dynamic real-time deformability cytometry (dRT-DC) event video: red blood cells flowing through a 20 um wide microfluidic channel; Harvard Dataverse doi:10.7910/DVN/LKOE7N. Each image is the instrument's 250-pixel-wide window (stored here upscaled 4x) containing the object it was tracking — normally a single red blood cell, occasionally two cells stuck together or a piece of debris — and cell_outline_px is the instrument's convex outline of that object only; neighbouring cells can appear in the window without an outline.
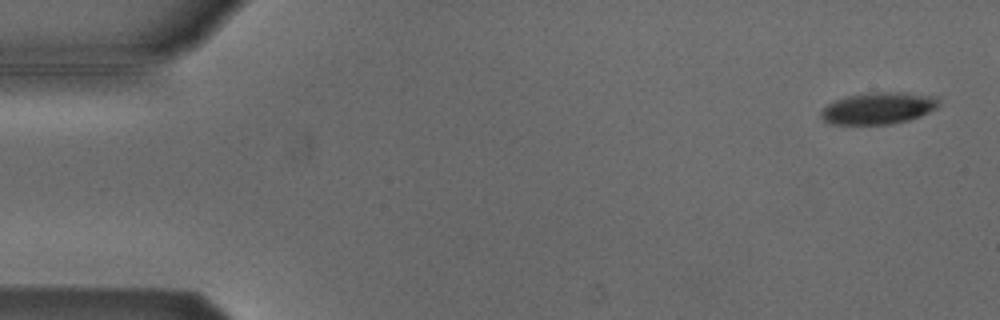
{"species": "Egyptian fruit bat (a non-hibernating species)", "species_latin": "Rousettus aegyptiacus", "temperature_condition": "cold", "stored_images_in_passage": 53, "camera_frame_rate_fps": 3000, "um_per_image_px": 0.085, "animal": {"sex": "male"}, "frame": {"image": 1, "passage_image": 2, "time_ms": 0.333, "image_size_px": [1000, 320], "cell_outline_px": [[940, 104], [936, 108], [920, 116], [908, 120], [892, 124], [832, 124], [824, 120], [820, 116], [820, 112], [828, 104], [836, 100], [848, 96], [872, 92], [904, 92], [940, 96]], "centroid_in_image_um": [74.72, 9.19], "position_along_channel_um": 10.3, "area_um2": 21.91}}
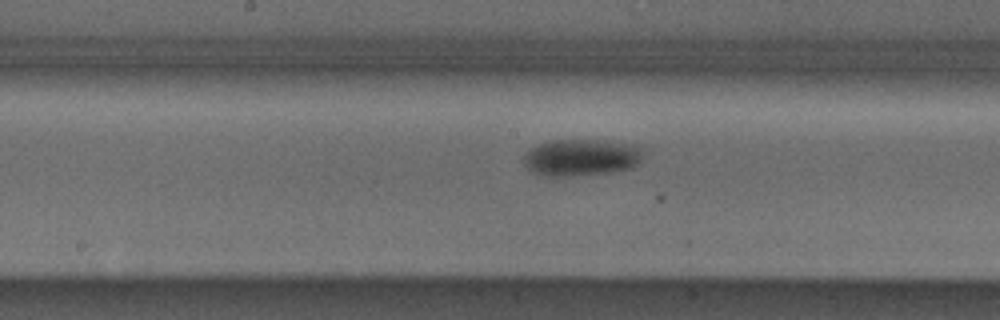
{"frame": {"image": 2, "passage_image": 27, "time_ms": 8.667, "image_size_px": [1000, 320], "cell_outline_px": [[644, 148], [640, 164], [632, 168], [612, 172], [568, 176], [544, 176], [532, 172], [524, 164], [524, 156], [532, 148], [540, 144], [552, 140], [596, 140], [624, 144]], "centroid_in_image_um": [49.42, 13.4], "position_along_channel_um": 198.8, "area_um2": 25.43}}
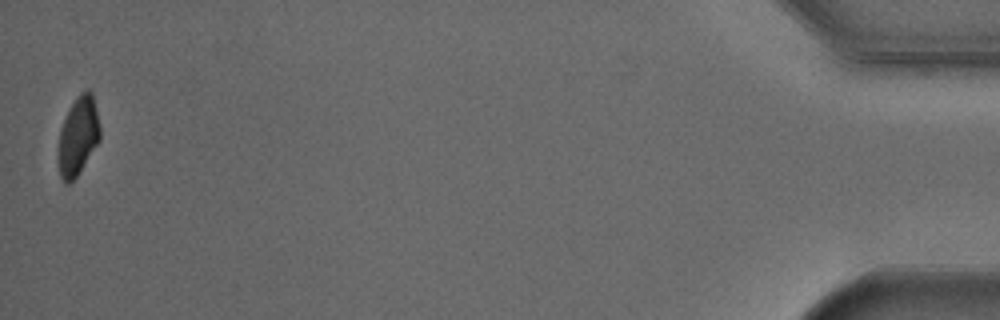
{"frame": {"image": 3, "passage_image": 53, "time_ms": 17.333, "image_size_px": [1000, 320], "cell_outline_px": [[100, 140], [76, 176], [68, 184], [64, 184], [60, 176], [60, 128], [76, 96], [80, 92], [88, 88], [92, 92], [100, 124]], "centroid_in_image_um": [6.68, 11.51], "position_along_channel_um": 428.5, "area_um2": 18.61}, "authors_computed_cell_mechanics": {"area_um2": 23.6402, "velocity_mm_per_s": 3.7864, "shape_relaxation_time_tau1_ms": 3.1771, "shape_relaxation_time_tau2_ms": null, "deformation_change_tau1": 0.0991, "deformation_change_tau2": null}}